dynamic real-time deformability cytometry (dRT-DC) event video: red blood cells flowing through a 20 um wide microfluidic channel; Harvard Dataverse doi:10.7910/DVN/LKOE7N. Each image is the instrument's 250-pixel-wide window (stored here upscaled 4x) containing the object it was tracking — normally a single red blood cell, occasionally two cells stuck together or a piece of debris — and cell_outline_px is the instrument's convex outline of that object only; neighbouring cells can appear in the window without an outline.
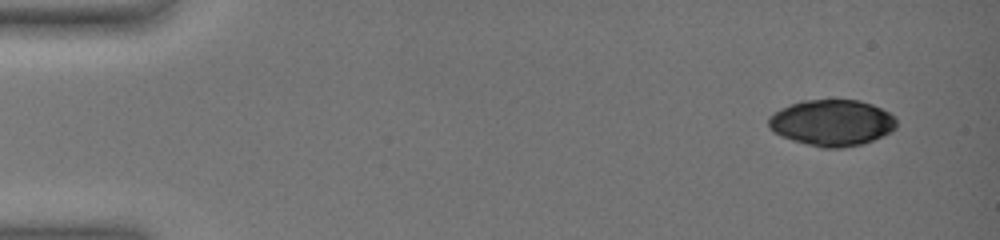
{"species": "common noctule bat (a hibernating species)", "species_latin": "Nyctalus noctula", "temperature_condition": "warm", "stored_images_in_passage": 51, "camera_frame_rate_fps": 3000, "um_per_image_px": 0.085, "animal": {"sex": "female", "body_mass_g": 19.0, "forearm_length_mm": 51.5}, "frame": {"image": 1, "passage_image": 1, "time_ms": 0.0, "image_size_px": [1000, 240], "cell_outline_px": [[896, 128], [892, 132], [864, 144], [840, 148], [820, 148], [792, 140], [780, 136], [772, 132], [768, 128], [768, 116], [792, 104], [808, 100], [860, 100], [872, 104], [896, 116]], "centroid_in_image_um": [70.73, 10.45], "position_along_channel_um": 14.3, "area_um2": 34.62}}
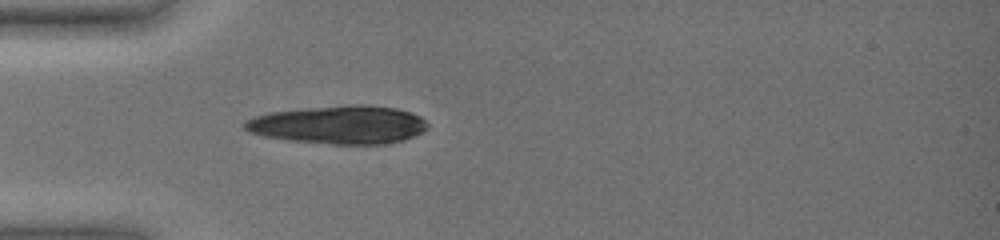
{"frame": {"image": 2, "passage_image": 15, "time_ms": 4.667, "image_size_px": [1000, 240], "cell_outline_px": [[428, 128], [424, 132], [416, 136], [404, 140], [388, 144], [332, 144], [288, 140], [264, 136], [252, 132], [244, 128], [244, 120], [256, 116], [272, 112], [312, 108], [396, 108], [420, 116], [428, 124]], "centroid_in_image_um": [28.83, 10.67], "position_along_channel_um": 56.2, "area_um2": 39.25}}